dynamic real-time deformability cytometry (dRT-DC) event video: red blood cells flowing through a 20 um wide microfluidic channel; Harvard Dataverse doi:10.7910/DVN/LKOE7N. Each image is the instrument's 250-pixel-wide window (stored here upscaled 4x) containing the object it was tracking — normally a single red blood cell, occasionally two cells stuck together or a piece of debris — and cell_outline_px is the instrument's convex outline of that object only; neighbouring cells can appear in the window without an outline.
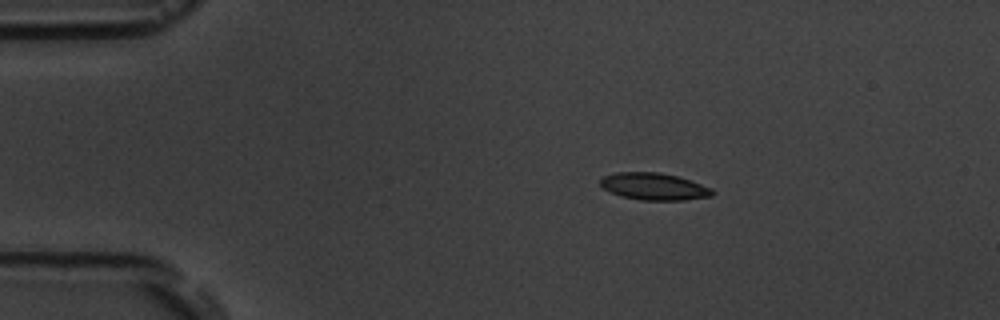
{"species": "common noctule bat (a hibernating species)", "species_latin": "Nyctalus noctula", "temperature_condition": "room temperature", "stored_images_in_passage": 5, "camera_frame_rate_fps": 3000, "um_per_image_px": 0.085, "animal": {"sex": "male", "body_mass_g": 19.5, "forearm_length_mm": 54.6}, "frame": {"image": 1, "passage_image": 2, "time_ms": 1.333, "image_size_px": [1000, 320], "cell_outline_px": [[716, 192], [712, 196], [684, 200], [640, 200], [620, 196], [604, 188], [600, 184], [600, 180], [604, 176], [616, 172], [660, 172], [676, 176], [712, 188]], "centroid_in_image_um": [55.6, 15.85], "position_along_channel_um": 29.4, "area_um2": 17.57}}
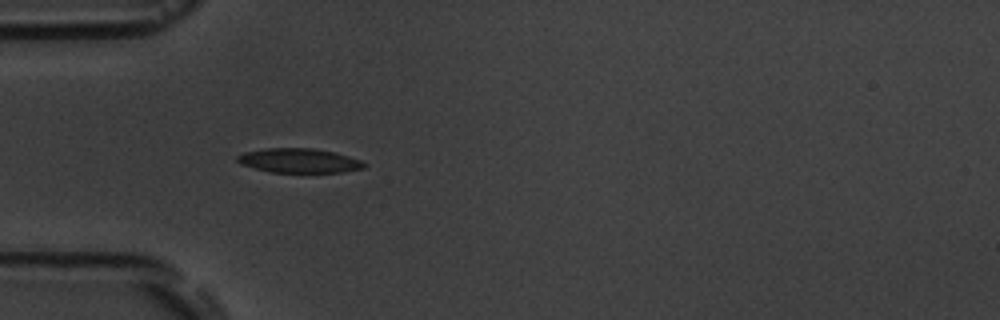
{"frame": {"image": 2, "passage_image": 4, "time_ms": 3.667, "image_size_px": [1000, 320], "cell_outline_px": [[368, 164], [364, 168], [344, 172], [272, 172], [240, 164], [236, 160], [236, 156], [244, 152], [268, 148], [316, 148], [336, 152], [360, 160]], "centroid_in_image_um": [25.45, 13.64], "position_along_channel_um": 59.6, "area_um2": 18.03}}
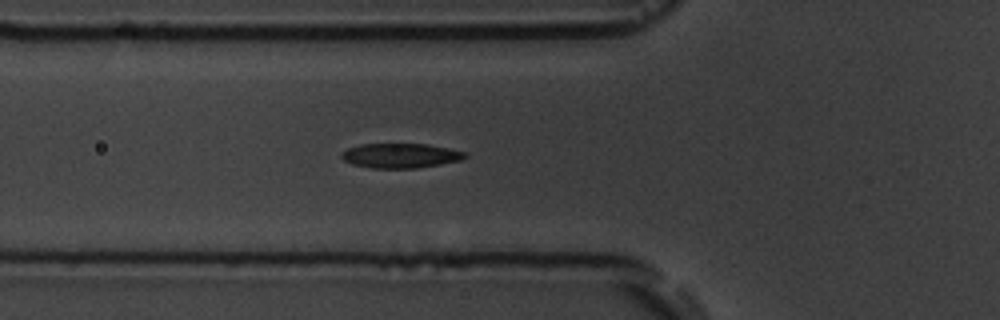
{"frame": {"image": 3, "passage_image": 5, "time_ms": 4.667, "image_size_px": [1000, 320], "cell_outline_px": [[468, 156], [460, 160], [440, 164], [416, 168], [372, 168], [352, 164], [344, 160], [340, 156], [348, 148], [360, 144], [428, 144], [448, 148], [464, 152]], "centroid_in_image_um": [34.03, 13.23], "position_along_channel_um": 91.8, "area_um2": 17.57}}